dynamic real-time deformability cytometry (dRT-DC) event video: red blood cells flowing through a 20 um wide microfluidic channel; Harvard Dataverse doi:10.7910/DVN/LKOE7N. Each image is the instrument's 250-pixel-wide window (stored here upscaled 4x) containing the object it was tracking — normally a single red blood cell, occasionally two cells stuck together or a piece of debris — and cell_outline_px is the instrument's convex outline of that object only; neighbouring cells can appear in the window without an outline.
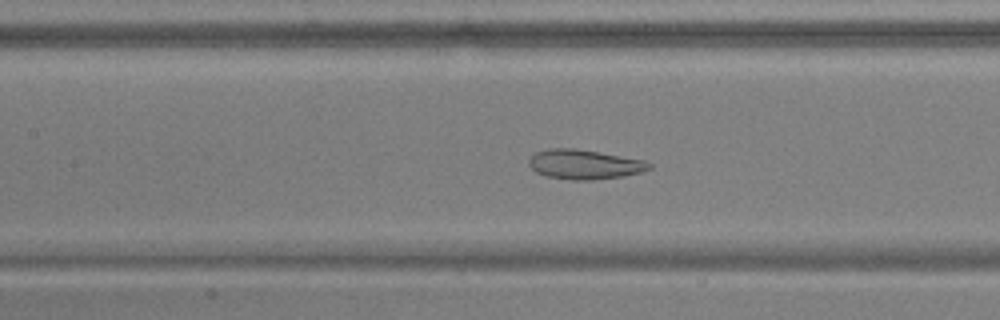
{"species": "common noctule bat (a hibernating species)", "species_latin": "Nyctalus noctula", "temperature_condition": "warm", "stored_images_in_passage": 45, "camera_frame_rate_fps": 3000, "um_per_image_px": 0.085, "animal": {"sex": "male", "body_mass_g": 17.9, "forearm_length_mm": 54.2}, "frame": {"image": 1, "passage_image": 16, "time_ms": 5.0, "image_size_px": [1000, 320], "cell_outline_px": [[652, 168], [640, 172], [624, 176], [592, 180], [572, 180], [544, 176], [536, 172], [528, 164], [528, 160], [536, 152], [548, 148], [576, 148], [644, 160], [652, 164]], "centroid_in_image_um": [49.66, 13.97], "position_along_channel_um": 157.7, "area_um2": 20.81}}
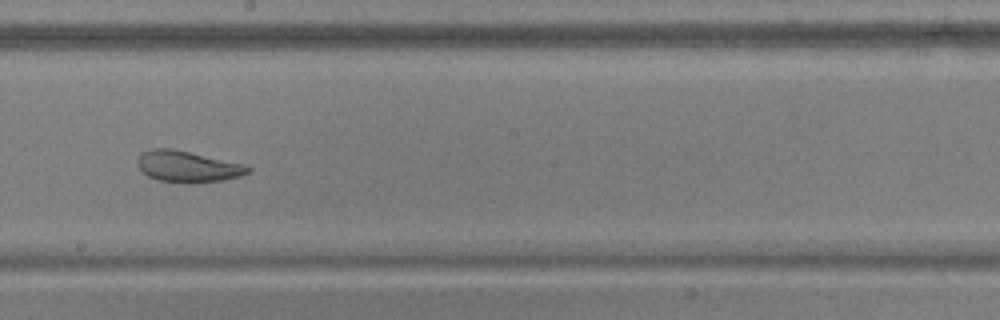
{"frame": {"image": 2, "passage_image": 22, "time_ms": 7.0, "image_size_px": [1000, 320], "cell_outline_px": [[252, 168], [248, 172], [240, 176], [224, 180], [192, 184], [188, 184], [160, 180], [148, 176], [136, 164], [136, 160], [140, 152], [152, 148], [172, 148], [244, 164]], "centroid_in_image_um": [15.92, 14.16], "position_along_channel_um": 232.3, "area_um2": 20.29}}
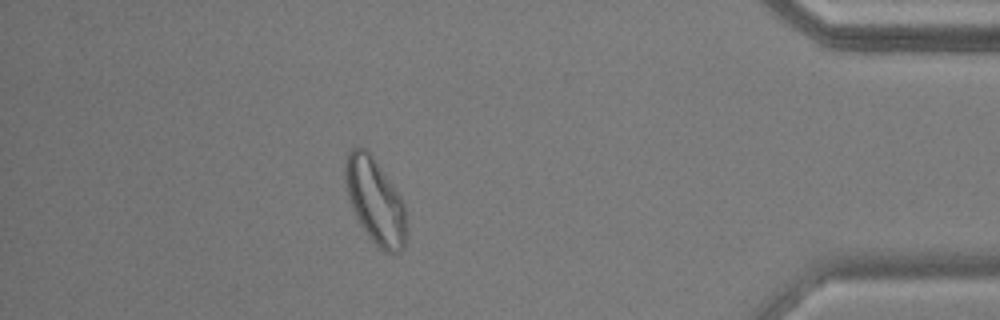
{"frame": {"image": 3, "passage_image": 39, "time_ms": 12.667, "image_size_px": [1000, 320], "cell_outline_px": [[408, 236], [404, 248], [400, 252], [384, 252], [368, 236], [356, 216], [348, 196], [344, 176], [344, 164], [348, 152], [356, 144], [360, 144], [372, 156], [400, 196], [404, 204], [408, 228]], "centroid_in_image_um": [31.91, 17.09], "position_along_channel_um": 403.3, "area_um2": 30.52}, "authors_computed_cell_mechanics": {"area_um2": 25.5476, "velocity_mm_per_s": 3.7434, "shape_relaxation_time_tau1_ms": 8.5988, "shape_relaxation_time_tau2_ms": 1.2544, "deformation_change_tau1": 0.1831, "deformation_change_tau2": 0.0841}}